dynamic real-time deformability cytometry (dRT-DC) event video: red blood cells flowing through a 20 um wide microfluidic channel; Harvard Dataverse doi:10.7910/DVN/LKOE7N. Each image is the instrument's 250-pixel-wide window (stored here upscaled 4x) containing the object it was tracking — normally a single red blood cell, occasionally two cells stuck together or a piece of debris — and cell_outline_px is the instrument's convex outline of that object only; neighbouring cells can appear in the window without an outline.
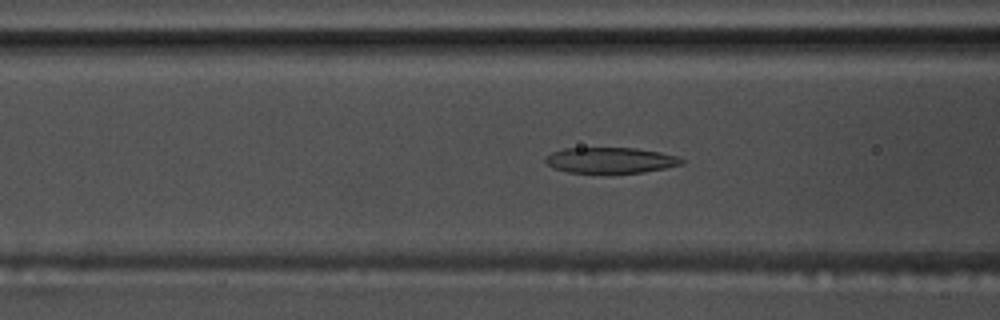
{"species": "common noctule bat (a hibernating species)", "species_latin": "Nyctalus noctula", "temperature_condition": "warm", "stored_images_in_passage": 51, "camera_frame_rate_fps": 3000, "um_per_image_px": 0.085, "animal": {"sex": "male", "body_mass_g": 17.5, "forearm_length_mm": 52.3}, "frame": {"image": 1, "passage_image": 18, "time_ms": 5.667, "image_size_px": [1000, 320], "cell_outline_px": [[684, 164], [644, 172], [568, 172], [552, 168], [544, 160], [552, 152], [564, 148], [636, 148], [660, 152], [676, 156], [684, 160]], "centroid_in_image_um": [51.89, 13.61], "position_along_channel_um": 114.7, "area_um2": 20.17}}
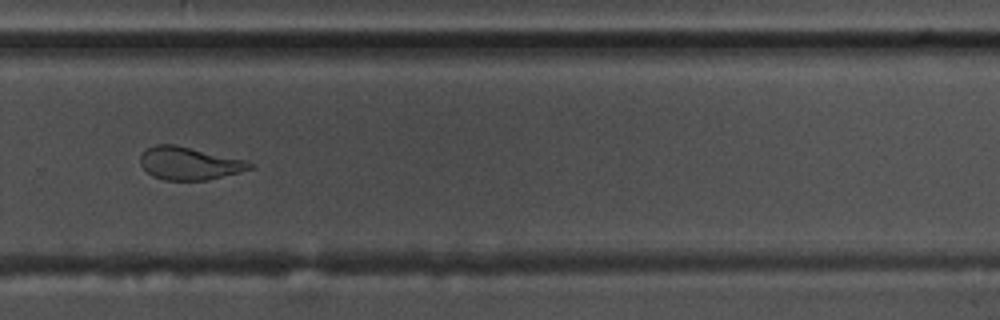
{"frame": {"image": 2, "passage_image": 34, "time_ms": 11.0, "image_size_px": [1000, 320], "cell_outline_px": [[256, 168], [208, 180], [164, 180], [152, 176], [140, 164], [140, 156], [148, 148], [156, 144], [172, 144], [248, 160], [256, 164]], "centroid_in_image_um": [16.15, 13.89], "position_along_channel_um": 313.6, "area_um2": 21.04}}
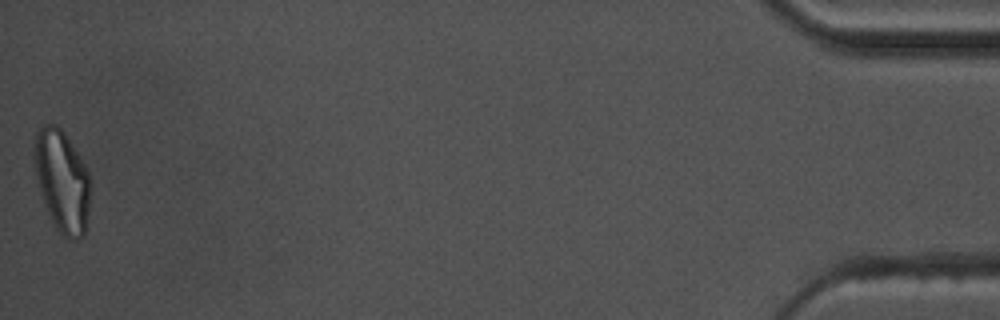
{"frame": {"image": 3, "passage_image": 51, "time_ms": 16.667, "image_size_px": [1000, 320], "cell_outline_px": [[88, 212], [84, 236], [72, 240], [68, 240], [56, 228], [48, 212], [40, 192], [36, 176], [32, 156], [32, 152], [36, 132], [44, 124], [56, 124], [64, 132], [88, 172]], "centroid_in_image_um": [5.23, 15.37], "position_along_channel_um": 430.0, "area_um2": 32.83}, "authors_computed_cell_mechanics": {"area_um2": 22.4264, "velocity_mm_per_s": 3.7356, "shape_relaxation_time_tau1_ms": 8.7556, "shape_relaxation_time_tau2_ms": 2.6511, "deformation_change_tau1": 0.2664, "deformation_change_tau2": 0.1193}}